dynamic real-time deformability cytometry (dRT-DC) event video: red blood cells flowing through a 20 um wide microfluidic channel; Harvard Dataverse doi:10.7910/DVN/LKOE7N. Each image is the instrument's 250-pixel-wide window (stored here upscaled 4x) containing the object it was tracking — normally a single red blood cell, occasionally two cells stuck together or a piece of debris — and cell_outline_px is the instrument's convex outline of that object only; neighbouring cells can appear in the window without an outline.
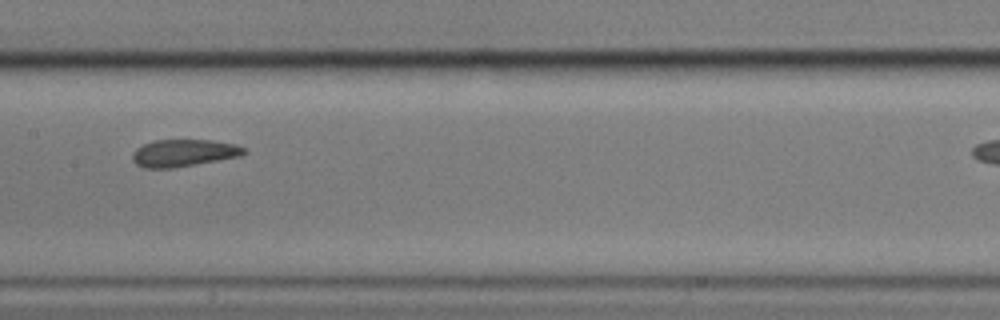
{"species": "common noctule bat (a hibernating species)", "species_latin": "Nyctalus noctula", "temperature_condition": "cold", "stored_images_in_passage": 11, "camera_frame_rate_fps": 3000, "um_per_image_px": 0.085, "animal": {"sex": "male", "body_mass_g": 17.9}, "frame": {"image": 1, "passage_image": 7, "time_ms": 7.0, "image_size_px": [1000, 320], "cell_outline_px": [[248, 152], [240, 156], [196, 164], [172, 168], [144, 168], [136, 164], [132, 160], [132, 152], [136, 148], [144, 144], [156, 140], [212, 140], [236, 144], [244, 148]], "centroid_in_image_um": [15.6, 13.0], "position_along_channel_um": 191.8, "area_um2": 17.69}}
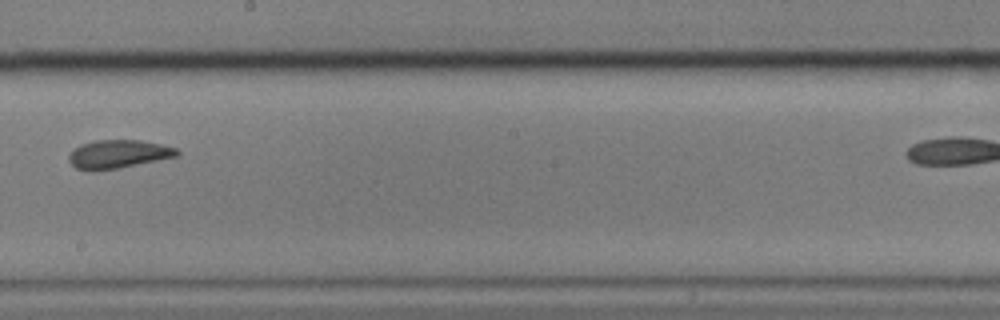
{"frame": {"image": 2, "passage_image": 8, "time_ms": 8.333, "image_size_px": [1000, 320], "cell_outline_px": [[180, 156], [120, 168], [92, 172], [76, 168], [68, 160], [68, 156], [80, 144], [96, 140], [140, 140], [160, 144], [176, 148], [180, 152]], "centroid_in_image_um": [10.07, 13.11], "position_along_channel_um": 238.1, "area_um2": 18.09}}
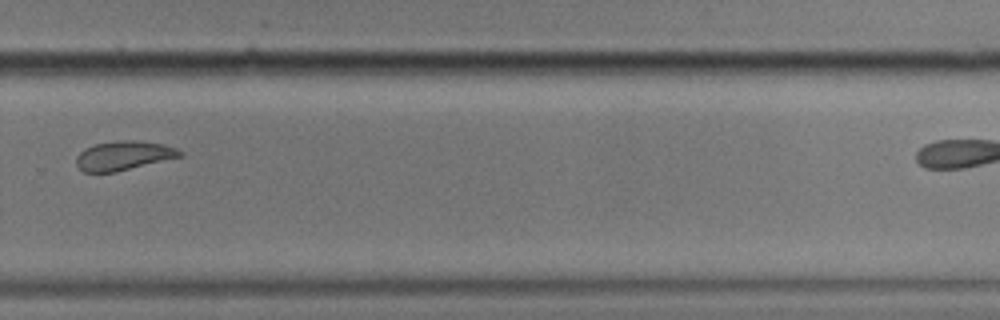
{"frame": {"image": 3, "passage_image": 10, "time_ms": 10.667, "image_size_px": [1000, 320], "cell_outline_px": [[184, 156], [116, 172], [84, 172], [76, 164], [76, 156], [84, 148], [96, 144], [116, 140], [136, 140], [160, 144], [176, 148], [184, 152]], "centroid_in_image_um": [10.52, 13.23], "position_along_channel_um": 319.3, "area_um2": 17.69}}